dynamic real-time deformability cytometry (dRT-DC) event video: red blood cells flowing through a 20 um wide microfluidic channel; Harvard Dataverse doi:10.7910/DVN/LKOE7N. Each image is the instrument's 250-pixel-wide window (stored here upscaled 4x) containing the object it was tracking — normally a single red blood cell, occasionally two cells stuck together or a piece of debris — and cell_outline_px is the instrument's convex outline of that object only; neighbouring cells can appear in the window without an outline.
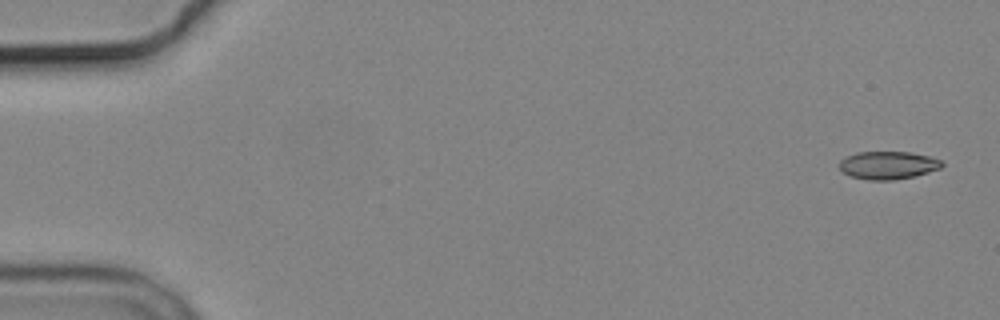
{"species": "common noctule bat (a hibernating species)", "species_latin": "Nyctalus noctula", "temperature_condition": "cold", "stored_images_in_passage": 5, "camera_frame_rate_fps": 3000, "um_per_image_px": 0.085, "animal": {"sex": "male", "body_mass_g": 19.2, "forearm_length_mm": 51.8}, "frame": {"image": 1, "passage_image": 1, "time_ms": 0.0, "image_size_px": [1000, 320], "cell_outline_px": [[944, 164], [940, 168], [916, 176], [892, 180], [868, 180], [852, 176], [844, 172], [840, 168], [840, 160], [844, 156], [856, 152], [908, 152], [928, 156], [940, 160]], "centroid_in_image_um": [75.46, 14.04], "position_along_channel_um": 9.5, "area_um2": 16.59}}
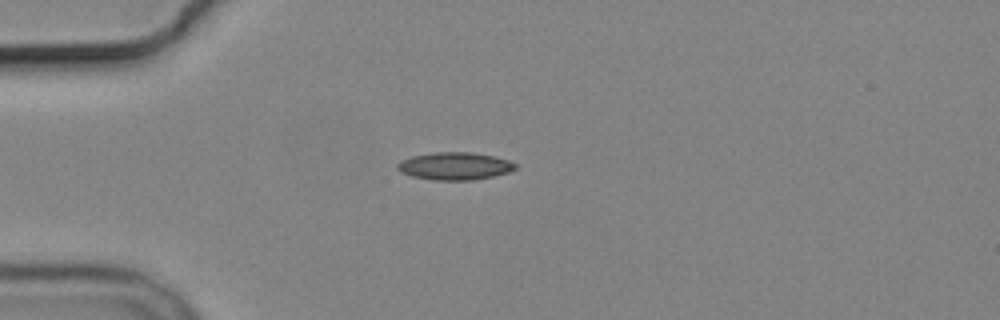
{"frame": {"image": 2, "passage_image": 4, "time_ms": 4.333, "image_size_px": [1000, 320], "cell_outline_px": [[516, 168], [508, 172], [492, 176], [472, 180], [432, 180], [412, 176], [400, 172], [396, 168], [396, 164], [400, 160], [412, 156], [436, 152], [472, 152], [492, 156], [508, 160], [516, 164]], "centroid_in_image_um": [38.6, 14.11], "position_along_channel_um": 46.4, "area_um2": 18.9}}